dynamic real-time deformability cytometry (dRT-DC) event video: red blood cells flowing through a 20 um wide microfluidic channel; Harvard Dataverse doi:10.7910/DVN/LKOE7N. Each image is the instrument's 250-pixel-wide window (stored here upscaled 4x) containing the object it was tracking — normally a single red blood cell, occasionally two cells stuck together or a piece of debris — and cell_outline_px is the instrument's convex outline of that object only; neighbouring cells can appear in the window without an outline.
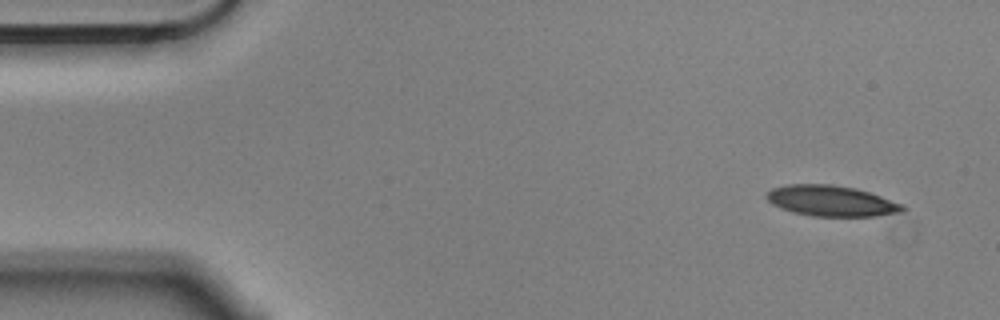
{"species": "Egyptian fruit bat (a non-hibernating species)", "species_latin": "Rousettus aegyptiacus", "temperature_condition": "cold", "stored_images_in_passage": 8, "camera_frame_rate_fps": 3000, "um_per_image_px": 0.085, "animal": {"sex": "male"}, "frame": {"image": 1, "passage_image": 1, "time_ms": 0.0, "image_size_px": [1000, 320], "cell_outline_px": [[908, 208], [900, 212], [876, 216], [812, 216], [792, 212], [780, 208], [772, 204], [764, 196], [772, 188], [788, 184], [832, 184], [856, 188], [904, 204]], "centroid_in_image_um": [70.65, 17.07], "position_along_channel_um": 14.3, "area_um2": 24.45}}
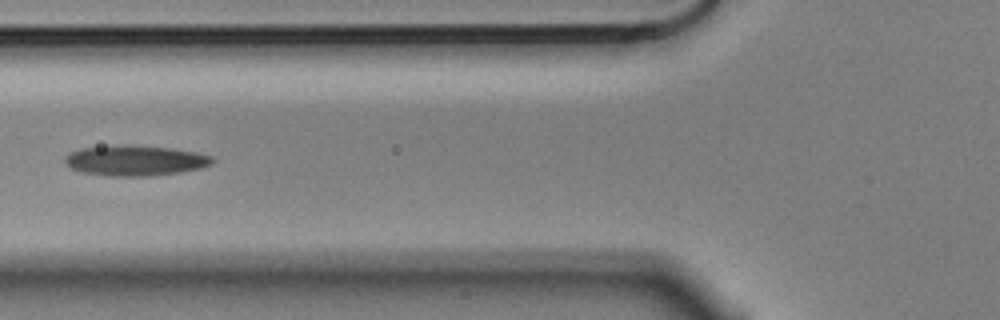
{"frame": {"image": 2, "passage_image": 6, "time_ms": 1.667, "image_size_px": [1000, 320], "cell_outline_px": [[216, 160], [212, 164], [200, 168], [180, 172], [152, 176], [108, 176], [80, 172], [64, 164], [64, 156], [80, 148], [172, 148], [196, 152], [212, 156]], "centroid_in_image_um": [11.53, 13.7], "position_along_channel_um": 114.3, "area_um2": 25.09}}
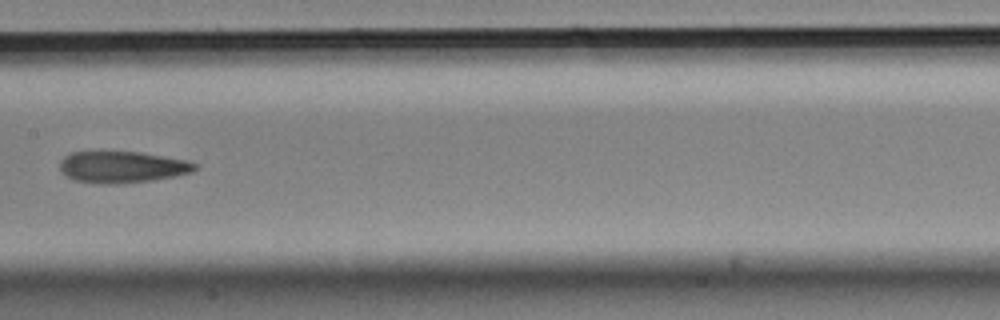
{"frame": {"image": 3, "passage_image": 8, "time_ms": 2.333, "image_size_px": [1000, 320], "cell_outline_px": [[196, 168], [192, 172], [176, 176], [152, 180], [116, 184], [96, 184], [72, 180], [64, 176], [60, 168], [60, 160], [64, 156], [72, 152], [140, 152], [184, 160], [196, 164]], "centroid_in_image_um": [10.32, 14.21], "position_along_channel_um": 197.1, "area_um2": 24.85}}